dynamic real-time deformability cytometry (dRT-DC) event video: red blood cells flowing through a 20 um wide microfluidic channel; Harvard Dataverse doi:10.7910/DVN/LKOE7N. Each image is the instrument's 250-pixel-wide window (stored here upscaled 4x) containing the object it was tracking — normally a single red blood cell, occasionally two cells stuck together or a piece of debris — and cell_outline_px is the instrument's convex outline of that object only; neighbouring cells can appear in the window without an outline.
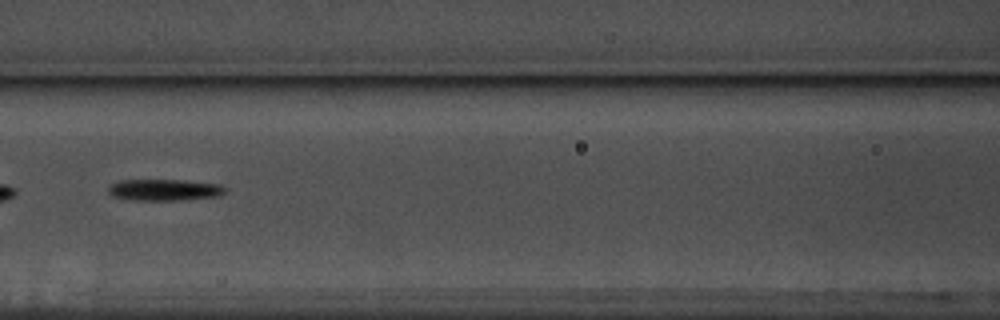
{"species": "common noctule bat (a hibernating species)", "species_latin": "Nyctalus noctula", "temperature_condition": "warm", "stored_images_in_passage": 53, "segment_of_instrument_passage": [2, 2], "camera_frame_rate_fps": 3000, "um_per_image_px": 0.085, "animal": {"sex": "male", "body_mass_g": 17.5, "forearm_length_mm": 52.3}, "frame": {"image": 1, "passage_image": 21, "time_ms": 6.667, "image_size_px": [1000, 320], "cell_outline_px": [[228, 188], [220, 196], [180, 200], [132, 200], [112, 196], [108, 192], [108, 188], [112, 184], [120, 180], [184, 180], [220, 184]], "centroid_in_image_um": [14.0, 16.14], "position_along_channel_um": 152.6, "area_um2": 14.68}}
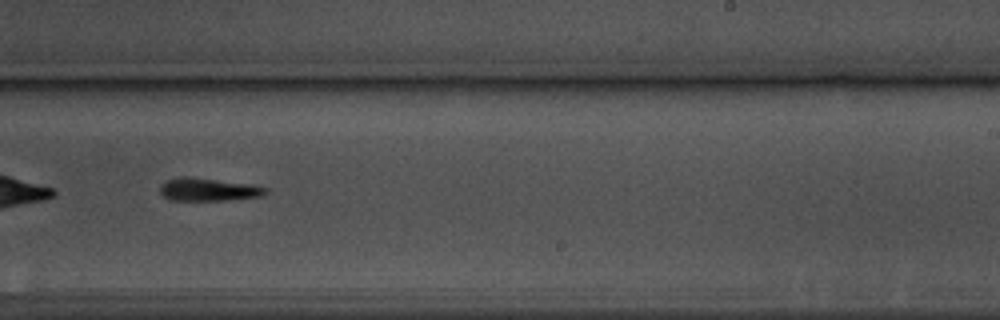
{"frame": {"image": 2, "passage_image": 31, "time_ms": 10.0, "image_size_px": [1000, 320], "cell_outline_px": [[268, 192], [260, 196], [228, 200], [172, 200], [164, 196], [160, 192], [160, 188], [168, 180], [180, 176], [184, 176], [252, 184], [268, 188]], "centroid_in_image_um": [17.75, 16.11], "position_along_channel_um": 271.3, "area_um2": 13.87}}